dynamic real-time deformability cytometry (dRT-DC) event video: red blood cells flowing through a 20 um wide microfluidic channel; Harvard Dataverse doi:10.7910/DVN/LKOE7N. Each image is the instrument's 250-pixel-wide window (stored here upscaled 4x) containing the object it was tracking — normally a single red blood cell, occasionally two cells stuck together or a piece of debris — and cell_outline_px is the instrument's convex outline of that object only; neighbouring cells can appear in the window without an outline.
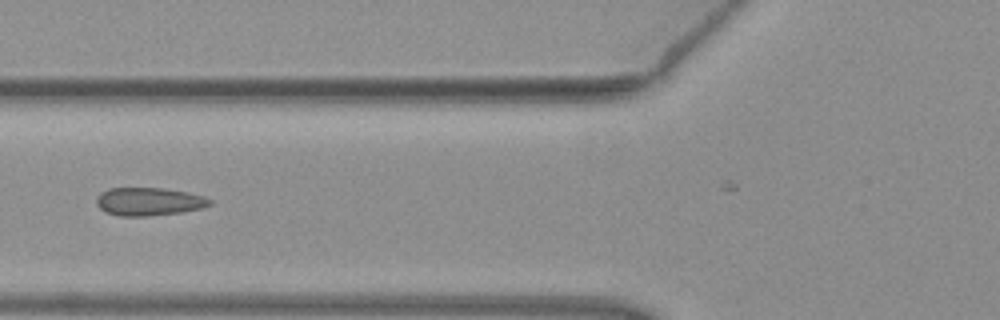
{"species": "common noctule bat (a hibernating species)", "species_latin": "Nyctalus noctula", "temperature_condition": "warm", "stored_images_in_passage": 6, "camera_frame_rate_fps": 3000, "um_per_image_px": 0.085, "animal": {"sex": "female", "body_mass_g": 19.3, "forearm_length_mm": 54.1}, "frame": {"image": 1, "passage_image": 5, "time_ms": 1.333, "image_size_px": [1000, 320], "cell_outline_px": [[212, 204], [200, 208], [184, 212], [148, 216], [120, 216], [104, 212], [96, 204], [96, 196], [100, 192], [108, 188], [164, 188], [188, 192], [204, 196], [212, 200]], "centroid_in_image_um": [12.63, 17.13], "position_along_channel_um": 113.2, "area_um2": 18.79}}